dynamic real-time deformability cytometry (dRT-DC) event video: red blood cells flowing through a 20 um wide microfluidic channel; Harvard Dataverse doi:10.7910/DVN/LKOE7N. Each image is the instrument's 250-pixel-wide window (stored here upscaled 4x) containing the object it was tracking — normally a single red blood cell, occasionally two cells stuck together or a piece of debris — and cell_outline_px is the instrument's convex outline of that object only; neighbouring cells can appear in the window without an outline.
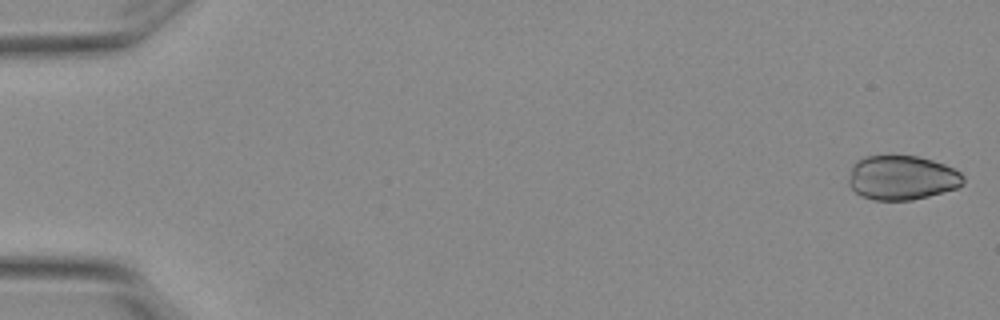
{"species": "Egyptian fruit bat (a non-hibernating species)", "species_latin": "Rousettus aegyptiacus", "temperature_condition": "warm", "stored_images_in_passage": 5, "camera_frame_rate_fps": 3000, "um_per_image_px": 0.085, "animal": {"sex": "female"}, "frame": {"image": 1, "passage_image": 1, "time_ms": 0.0, "image_size_px": [1000, 320], "cell_outline_px": [[964, 184], [956, 188], [928, 196], [912, 200], [876, 200], [864, 196], [856, 192], [848, 184], [848, 180], [852, 168], [856, 160], [864, 156], [916, 156], [932, 160], [944, 164], [960, 172], [964, 176]], "centroid_in_image_um": [76.67, 15.1], "position_along_channel_um": 8.3, "area_um2": 29.48}}
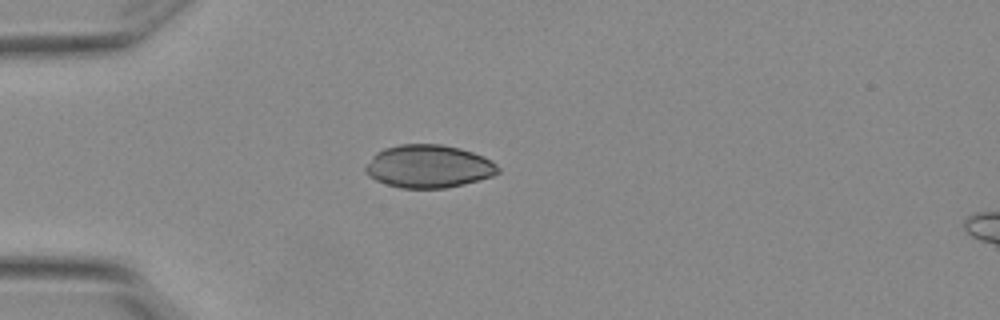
{"frame": {"image": 2, "passage_image": 5, "time_ms": 1.333, "image_size_px": [1000, 320], "cell_outline_px": [[500, 172], [492, 176], [464, 184], [444, 188], [400, 188], [376, 180], [368, 176], [364, 172], [364, 168], [372, 156], [376, 152], [384, 148], [400, 144], [440, 144], [460, 148], [484, 156], [492, 160], [500, 168]], "centroid_in_image_um": [36.43, 14.13], "position_along_channel_um": 48.6, "area_um2": 33.29}}